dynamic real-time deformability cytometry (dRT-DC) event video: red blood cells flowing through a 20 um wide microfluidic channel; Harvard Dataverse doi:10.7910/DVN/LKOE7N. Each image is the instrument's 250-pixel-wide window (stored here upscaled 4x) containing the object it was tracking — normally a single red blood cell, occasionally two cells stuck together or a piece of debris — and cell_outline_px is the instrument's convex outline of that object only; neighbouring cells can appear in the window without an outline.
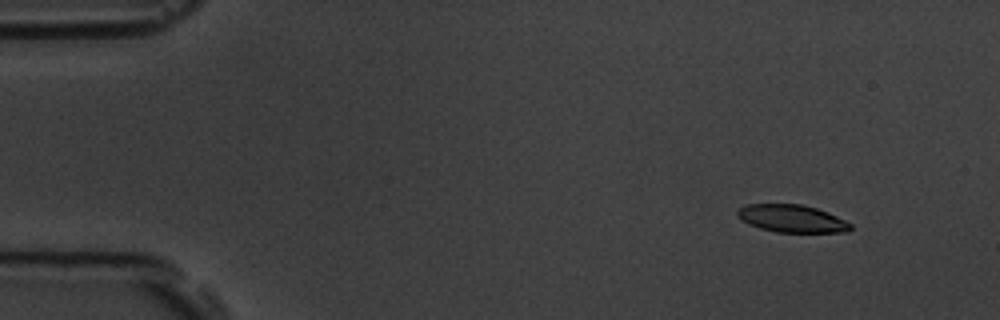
{"species": "common noctule bat (a hibernating species)", "species_latin": "Nyctalus noctula", "temperature_condition": "room temperature", "stored_images_in_passage": 9, "camera_frame_rate_fps": 3000, "um_per_image_px": 0.085, "animal": {"sex": "male", "body_mass_g": 19.5, "forearm_length_mm": 54.6}, "frame": {"image": 1, "passage_image": 2, "time_ms": 1.333, "image_size_px": [1000, 320], "cell_outline_px": [[852, 228], [848, 232], [776, 232], [760, 228], [748, 224], [736, 212], [744, 204], [804, 204], [828, 212], [852, 224]], "centroid_in_image_um": [67.34, 18.57], "position_along_channel_um": 17.7, "area_um2": 18.09}}
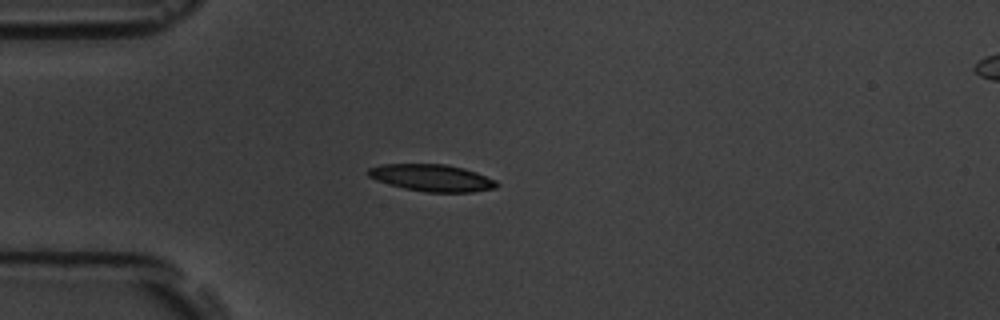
{"frame": {"image": 2, "passage_image": 5, "time_ms": 4.667, "image_size_px": [1000, 320], "cell_outline_px": [[500, 184], [496, 188], [472, 192], [424, 192], [404, 188], [376, 180], [368, 176], [364, 172], [368, 168], [380, 164], [444, 164], [464, 168], [476, 172], [496, 180]], "centroid_in_image_um": [36.7, 15.11], "position_along_channel_um": 48.3, "area_um2": 20.35}}
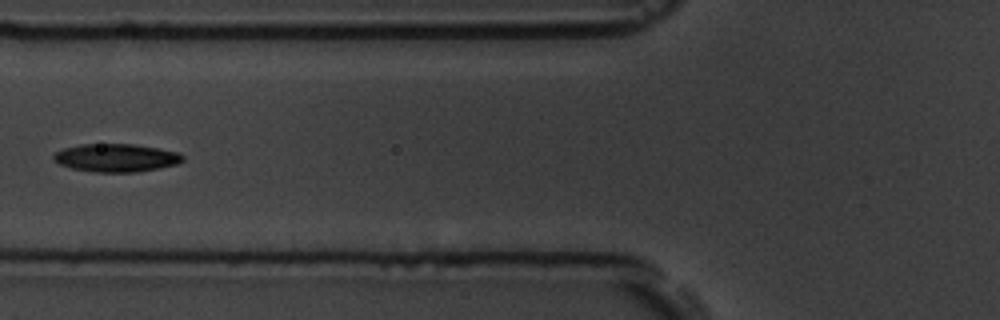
{"frame": {"image": 3, "passage_image": 7, "time_ms": 7.0, "image_size_px": [1000, 320], "cell_outline_px": [[184, 160], [176, 164], [160, 168], [136, 172], [92, 172], [72, 168], [60, 164], [52, 160], [52, 156], [56, 152], [64, 148], [80, 144], [132, 144], [180, 152], [184, 156]], "centroid_in_image_um": [9.87, 13.41], "position_along_channel_um": 115.9, "area_um2": 21.15}}